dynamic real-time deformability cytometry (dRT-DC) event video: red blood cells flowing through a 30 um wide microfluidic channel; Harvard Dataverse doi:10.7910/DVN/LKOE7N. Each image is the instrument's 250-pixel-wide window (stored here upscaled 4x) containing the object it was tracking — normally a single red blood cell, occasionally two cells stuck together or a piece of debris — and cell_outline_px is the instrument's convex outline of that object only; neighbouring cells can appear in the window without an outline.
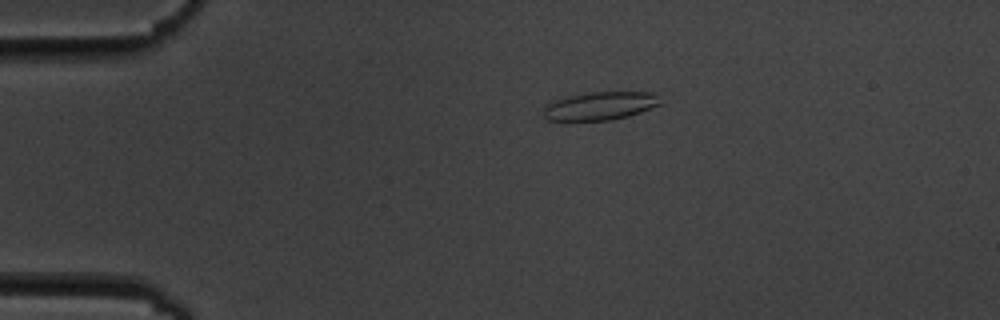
{"species": "common noctule bat (a hibernating species)", "species_latin": "Nyctalus noctula", "temperature_condition": "cold", "stored_images_in_passage": 5, "camera_frame_rate_fps": 3000, "um_per_image_px": 0.085, "animal": {"sex": "male", "body_mass_g": 19.5, "forearm_length_mm": 54.6}, "frame": {"image": 1, "passage_image": 1, "time_ms": 0.0, "image_size_px": [1000, 320], "cell_outline_px": [[660, 104], [640, 112], [628, 116], [612, 120], [564, 124], [548, 120], [544, 116], [544, 104], [552, 100], [568, 96], [592, 92], [656, 92]], "centroid_in_image_um": [50.88, 9.05], "position_along_channel_um": 34.1, "area_um2": 20.06}}
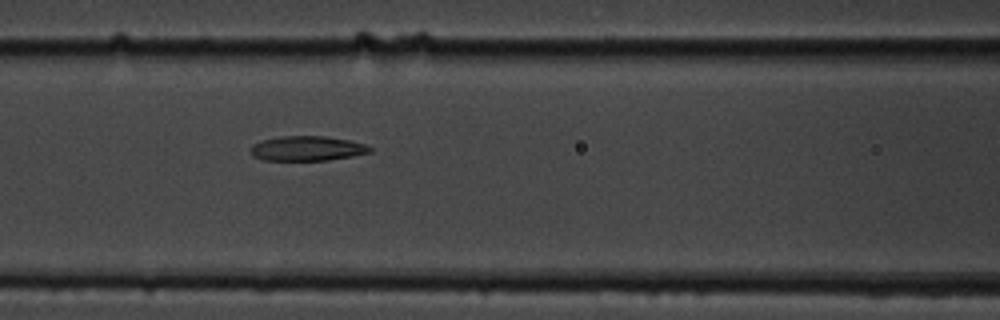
{"frame": {"image": 2, "passage_image": 5, "time_ms": 4.333, "image_size_px": [1000, 320], "cell_outline_px": [[372, 152], [352, 156], [328, 160], [264, 160], [252, 156], [252, 144], [264, 140], [280, 136], [328, 136], [348, 140], [364, 144], [372, 148]], "centroid_in_image_um": [26.12, 12.62], "position_along_channel_um": 140.5, "area_um2": 17.11}}